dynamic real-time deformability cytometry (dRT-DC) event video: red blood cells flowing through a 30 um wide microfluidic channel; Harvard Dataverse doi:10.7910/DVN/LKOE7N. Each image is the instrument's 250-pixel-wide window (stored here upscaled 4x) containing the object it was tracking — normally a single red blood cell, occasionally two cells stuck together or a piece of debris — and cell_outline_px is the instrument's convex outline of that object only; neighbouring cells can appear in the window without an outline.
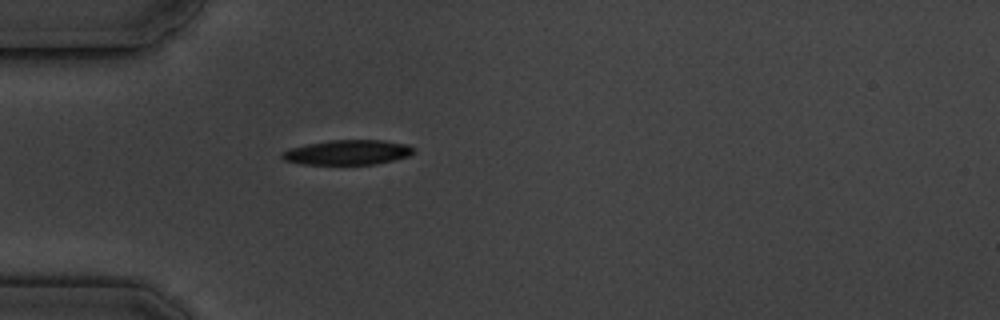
{"species": "common noctule bat (a hibernating species)", "species_latin": "Nyctalus noctula", "temperature_condition": "cold", "stored_images_in_passage": 1, "camera_frame_rate_fps": 3000, "um_per_image_px": 0.085, "animal": {"sex": "male", "body_mass_g": 19.5, "forearm_length_mm": 54.6}, "frame": {"image": 1, "passage_image": 1, "time_ms": 0.0, "image_size_px": [1000, 320], "cell_outline_px": [[416, 152], [408, 156], [376, 164], [300, 164], [284, 160], [280, 156], [280, 152], [288, 148], [308, 144], [332, 140], [384, 140], [408, 144], [416, 148]], "centroid_in_image_um": [29.56, 12.94], "position_along_channel_um": 55.4, "area_um2": 19.19}}